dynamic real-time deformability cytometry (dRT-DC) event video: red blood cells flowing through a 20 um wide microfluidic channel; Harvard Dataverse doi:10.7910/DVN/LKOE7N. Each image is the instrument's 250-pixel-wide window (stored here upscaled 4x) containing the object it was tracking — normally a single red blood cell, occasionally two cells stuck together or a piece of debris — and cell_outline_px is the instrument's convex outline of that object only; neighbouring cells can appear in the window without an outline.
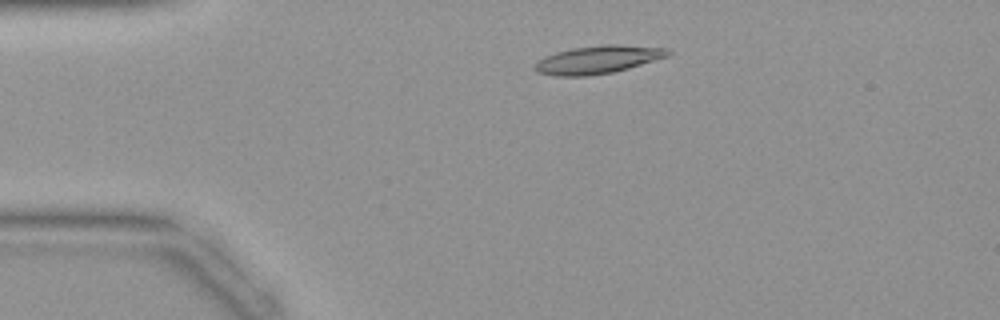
{"species": "common noctule bat (a hibernating species)", "species_latin": "Nyctalus noctula", "temperature_condition": "warm", "stored_images_in_passage": 41, "camera_frame_rate_fps": 3000, "um_per_image_px": 0.085, "animal": {"sex": "female", "body_mass_g": 19.9}, "frame": {"image": 1, "passage_image": 7, "time_ms": 2.0, "image_size_px": [1000, 320], "cell_outline_px": [[672, 52], [668, 56], [628, 68], [612, 72], [588, 76], [556, 76], [536, 72], [532, 68], [532, 64], [536, 60], [544, 56], [556, 52], [572, 48], [604, 44], [616, 44], [668, 48]], "centroid_in_image_um": [50.75, 5.07], "position_along_channel_um": 34.2, "area_um2": 21.91}}
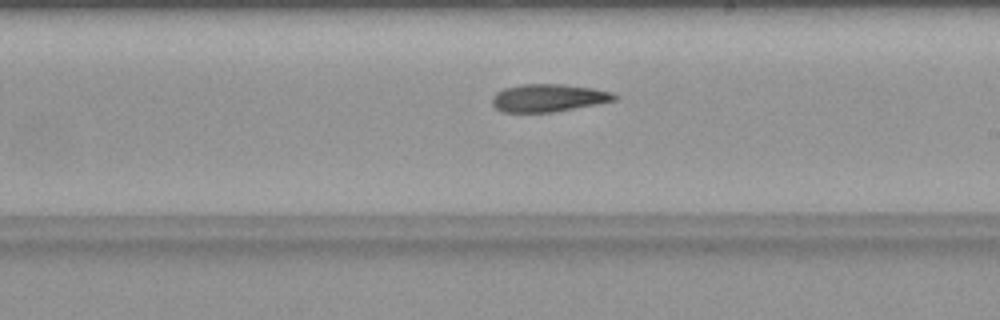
{"frame": {"image": 2, "passage_image": 23, "time_ms": 7.333, "image_size_px": [1000, 320], "cell_outline_px": [[620, 100], [600, 104], [552, 112], [500, 112], [492, 104], [492, 96], [496, 92], [504, 88], [524, 84], [564, 84], [592, 88], [612, 92], [620, 96]], "centroid_in_image_um": [46.67, 8.32], "position_along_channel_um": 242.3, "area_um2": 20.06}}
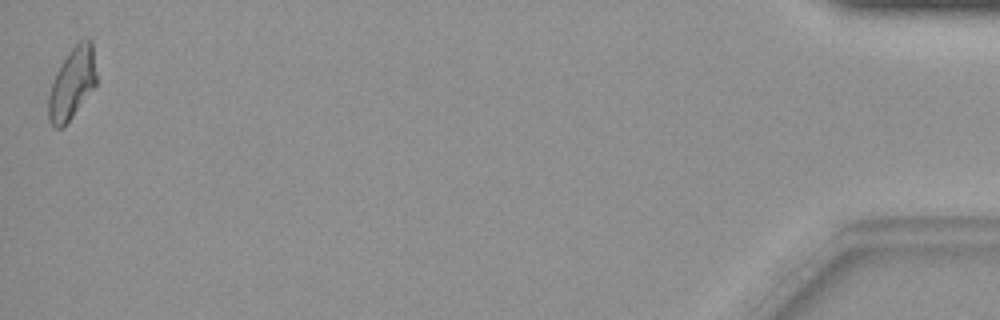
{"frame": {"image": 3, "passage_image": 41, "time_ms": 13.333, "image_size_px": [1000, 320], "cell_outline_px": [[96, 84], [64, 128], [52, 128], [48, 120], [48, 96], [52, 80], [60, 64], [68, 52], [80, 40], [88, 36], [92, 40], [96, 72]], "centroid_in_image_um": [6.11, 7.09], "position_along_channel_um": 429.1, "area_um2": 20.23}}